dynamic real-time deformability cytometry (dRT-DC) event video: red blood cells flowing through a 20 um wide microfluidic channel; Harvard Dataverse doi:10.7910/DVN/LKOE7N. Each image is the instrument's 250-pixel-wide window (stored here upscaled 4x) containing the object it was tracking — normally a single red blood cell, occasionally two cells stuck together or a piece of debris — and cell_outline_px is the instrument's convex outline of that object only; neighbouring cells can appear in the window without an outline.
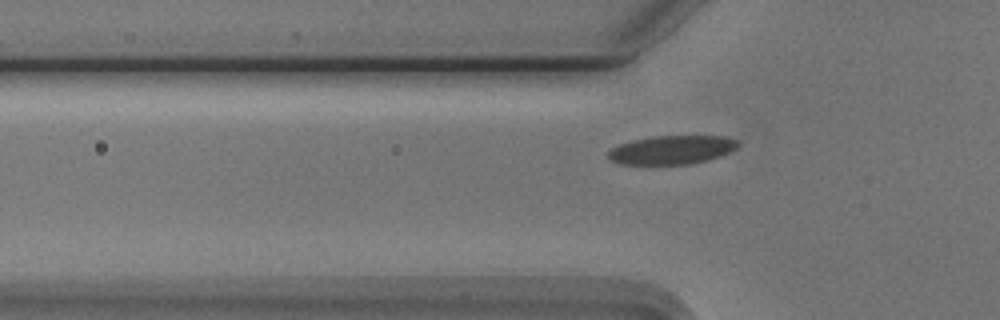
{"species": "Egyptian fruit bat (a non-hibernating species)", "species_latin": "Rousettus aegyptiacus", "temperature_condition": "cold", "stored_images_in_passage": 33, "camera_frame_rate_fps": 3000, "um_per_image_px": 0.085, "animal": {"sex": "male"}, "frame": {"image": 1, "passage_image": 3, "time_ms": 0.667, "image_size_px": [1000, 320], "cell_outline_px": [[740, 144], [736, 148], [720, 156], [708, 160], [688, 164], [620, 164], [612, 160], [608, 156], [608, 152], [612, 148], [620, 144], [632, 140], [652, 136], [728, 136], [740, 140]], "centroid_in_image_um": [57.15, 12.72], "position_along_channel_um": 68.7, "area_um2": 21.73}}
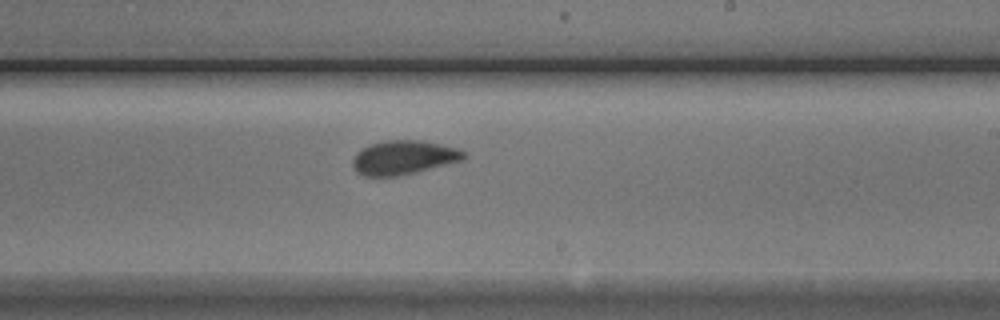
{"frame": {"image": 2, "passage_image": 18, "time_ms": 5.667, "image_size_px": [1000, 320], "cell_outline_px": [[468, 156], [464, 160], [400, 176], [364, 176], [356, 172], [352, 164], [352, 160], [356, 152], [368, 144], [384, 140], [420, 140], [460, 148]], "centroid_in_image_um": [34.31, 13.38], "position_along_channel_um": 254.7, "area_um2": 22.37}}
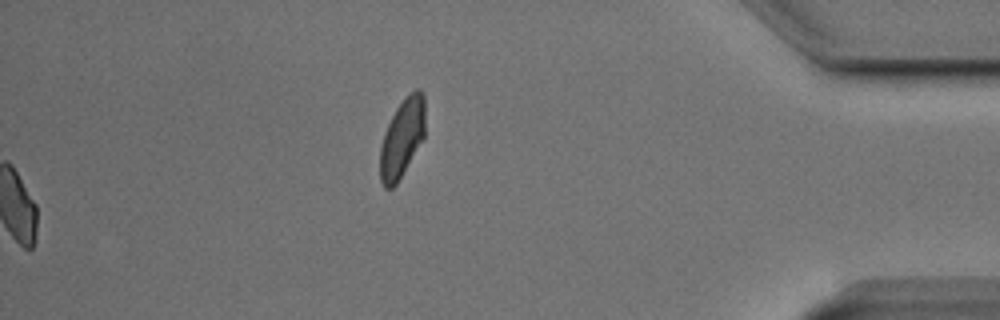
{"frame": {"image": 3, "passage_image": 33, "time_ms": 10.667, "image_size_px": [1000, 320], "cell_outline_px": [[424, 136], [396, 184], [392, 188], [384, 188], [380, 180], [380, 144], [384, 132], [396, 108], [404, 96], [408, 92], [416, 88], [420, 88], [424, 92]], "centroid_in_image_um": [34.16, 11.67], "position_along_channel_um": 401.0, "area_um2": 20.58}, "authors_computed_cell_mechanics": {"area_um2": 21.675, "velocity_mm_per_s": 3.7234, "shape_relaxation_time_tau1_ms": 3.3969, "shape_relaxation_time_tau2_ms": 1.5813, "deformation_change_tau1": 0.1212, "deformation_change_tau2": 0.058}}